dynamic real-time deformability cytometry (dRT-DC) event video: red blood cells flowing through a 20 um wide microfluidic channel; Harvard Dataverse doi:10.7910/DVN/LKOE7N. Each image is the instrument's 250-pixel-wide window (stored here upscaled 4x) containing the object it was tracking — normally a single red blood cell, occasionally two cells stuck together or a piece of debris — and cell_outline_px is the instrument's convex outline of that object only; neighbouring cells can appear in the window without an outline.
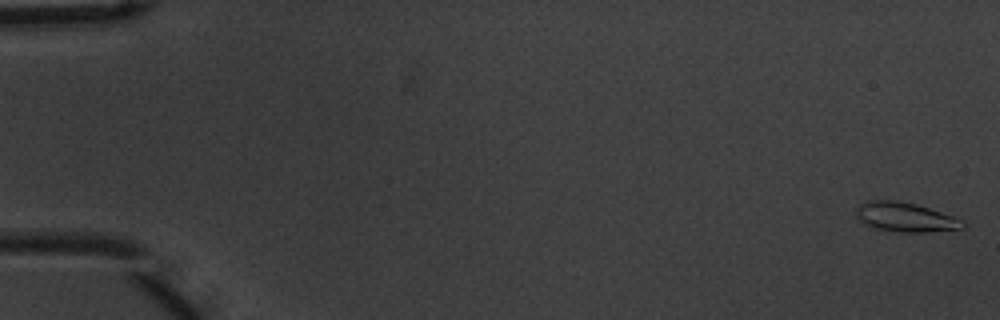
{"species": "common noctule bat (a hibernating species)", "species_latin": "Nyctalus noctula", "temperature_condition": "warm", "stored_images_in_passage": 55, "camera_frame_rate_fps": 3000, "um_per_image_px": 0.085, "animal": {"sex": "male", "body_mass_g": 20.1, "forearm_length_mm": 53.5}, "frame": {"image": 1, "passage_image": 1, "time_ms": 0.0, "image_size_px": [1000, 320], "cell_outline_px": [[964, 228], [924, 232], [896, 232], [872, 228], [864, 224], [856, 216], [856, 208], [860, 204], [868, 200], [896, 200], [916, 204], [964, 220]], "centroid_in_image_um": [76.9, 18.46], "position_along_channel_um": 8.1, "area_um2": 18.26}}
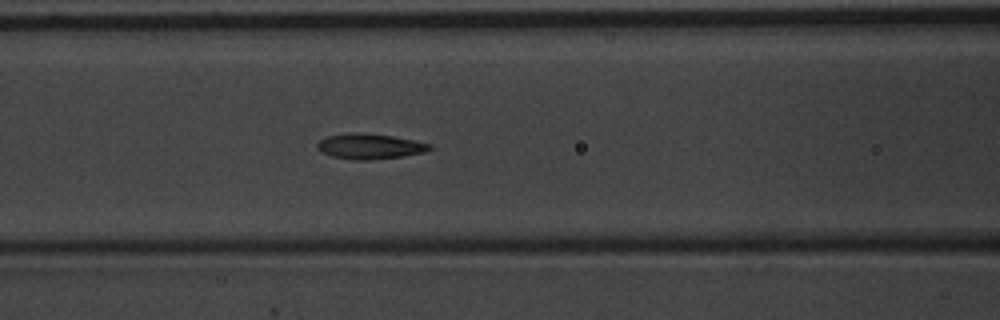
{"frame": {"image": 2, "passage_image": 24, "time_ms": 7.667, "image_size_px": [1000, 320], "cell_outline_px": [[432, 148], [424, 152], [404, 156], [368, 160], [352, 160], [332, 156], [320, 152], [316, 148], [316, 144], [320, 140], [328, 136], [392, 136], [432, 144]], "centroid_in_image_um": [31.46, 12.51], "position_along_channel_um": 135.1, "area_um2": 15.61}}
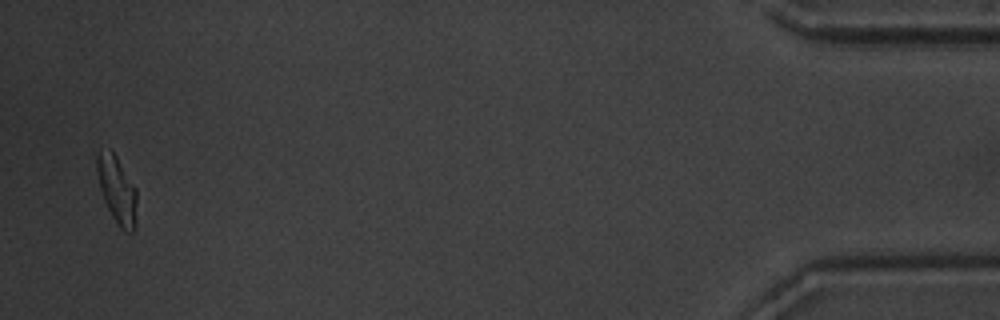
{"frame": {"image": 3, "passage_image": 54, "time_ms": 17.667, "image_size_px": [1000, 320], "cell_outline_px": [[136, 228], [132, 232], [124, 232], [120, 228], [112, 216], [104, 200], [100, 188], [96, 172], [96, 156], [100, 152], [108, 148], [116, 156], [136, 188]], "centroid_in_image_um": [9.95, 16.17], "position_along_channel_um": 425.3, "area_um2": 15.61}, "authors_computed_cell_mechanics": {"area_um2": 16.2996, "velocity_mm_per_s": 3.711, "shape_relaxation_time_tau1_ms": 3.0732, "shape_relaxation_time_tau2_ms": 1.6931, "deformation_change_tau1": 0.1327, "deformation_change_tau2": 0.082}}